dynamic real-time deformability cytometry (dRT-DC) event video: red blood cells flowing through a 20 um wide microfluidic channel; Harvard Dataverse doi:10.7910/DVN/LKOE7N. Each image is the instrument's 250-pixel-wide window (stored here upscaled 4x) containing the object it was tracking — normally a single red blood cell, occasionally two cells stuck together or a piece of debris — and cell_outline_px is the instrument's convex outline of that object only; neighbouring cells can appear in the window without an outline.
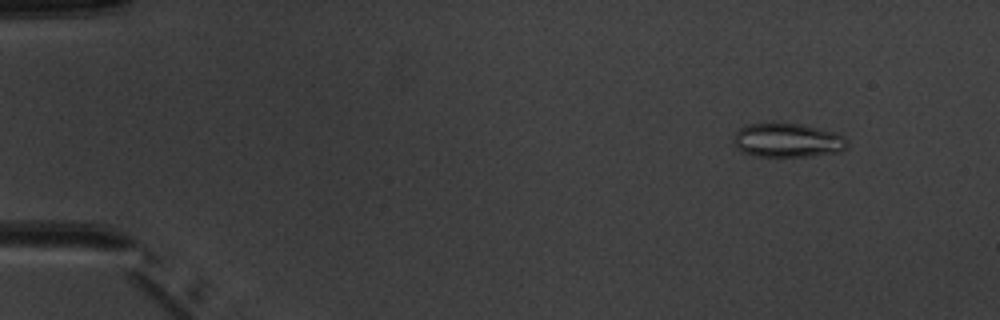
{"species": "common noctule bat (a hibernating species)", "species_latin": "Nyctalus noctula", "temperature_condition": "warm", "stored_images_in_passage": 4, "camera_frame_rate_fps": 3000, "um_per_image_px": 0.085, "animal": {"sex": "male", "body_mass_g": 20.1, "forearm_length_mm": 53.5}, "frame": {"image": 1, "passage_image": 2, "time_ms": 1.0, "image_size_px": [1000, 320], "cell_outline_px": [[848, 148], [840, 152], [812, 156], [756, 156], [744, 152], [736, 148], [732, 140], [736, 132], [740, 128], [748, 124], [772, 120], [804, 124], [836, 132], [844, 136], [848, 140]], "centroid_in_image_um": [66.95, 11.88], "position_along_channel_um": 18.0, "area_um2": 23.47}}
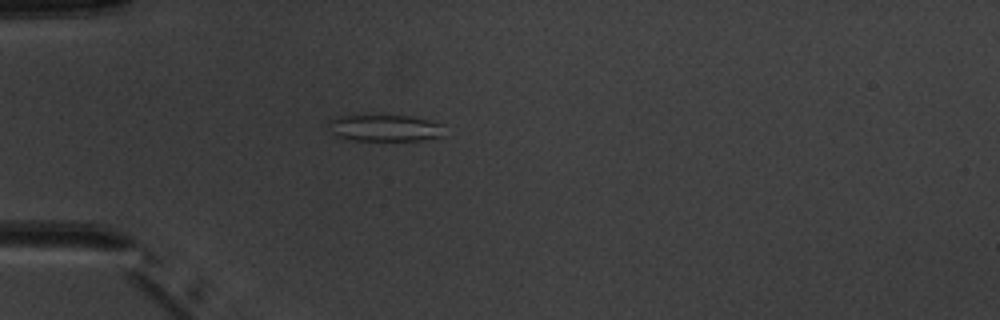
{"frame": {"image": 2, "passage_image": 4, "time_ms": 4.333, "image_size_px": [1000, 320], "cell_outline_px": [[440, 136], [424, 140], [356, 140], [336, 136], [332, 132], [328, 124], [328, 120], [336, 116], [408, 116], [428, 120], [440, 124]], "centroid_in_image_um": [32.62, 10.88], "position_along_channel_um": 52.4, "area_um2": 17.46}}